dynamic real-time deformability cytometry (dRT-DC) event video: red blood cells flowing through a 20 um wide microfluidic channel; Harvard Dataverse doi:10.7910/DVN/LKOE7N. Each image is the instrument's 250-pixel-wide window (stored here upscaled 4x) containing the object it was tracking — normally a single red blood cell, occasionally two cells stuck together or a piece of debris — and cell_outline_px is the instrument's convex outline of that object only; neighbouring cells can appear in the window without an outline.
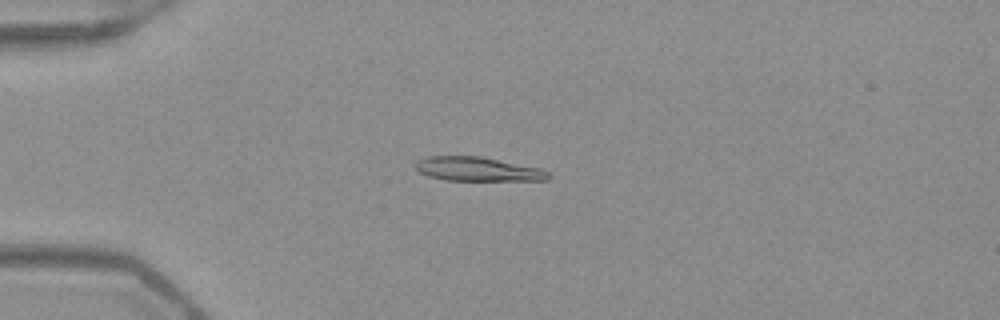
{"species": "Egyptian fruit bat (a non-hibernating species)", "species_latin": "Rousettus aegyptiacus", "temperature_condition": "warm", "stored_images_in_passage": 51, "camera_frame_rate_fps": 3000, "um_per_image_px": 0.085, "frame": {"image": 1, "passage_image": 13, "time_ms": 4.0, "image_size_px": [1000, 320], "cell_outline_px": [[552, 176], [548, 180], [444, 180], [428, 176], [420, 172], [412, 164], [416, 160], [428, 156], [480, 156], [540, 168], [548, 172]], "centroid_in_image_um": [40.57, 14.37], "position_along_channel_um": 44.4, "area_um2": 18.67}}
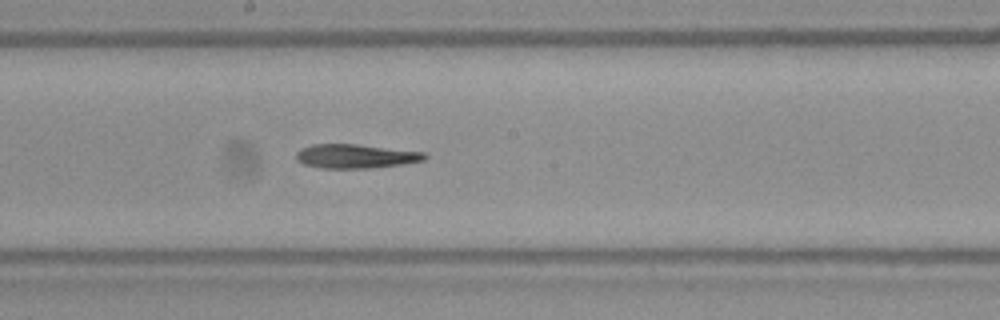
{"frame": {"image": 2, "passage_image": 28, "time_ms": 9.0, "image_size_px": [1000, 320], "cell_outline_px": [[428, 156], [424, 160], [404, 164], [368, 168], [320, 168], [304, 164], [296, 160], [296, 152], [300, 148], [312, 144], [356, 144], [424, 152]], "centroid_in_image_um": [30.2, 13.27], "position_along_channel_um": 218.0, "area_um2": 18.03}}
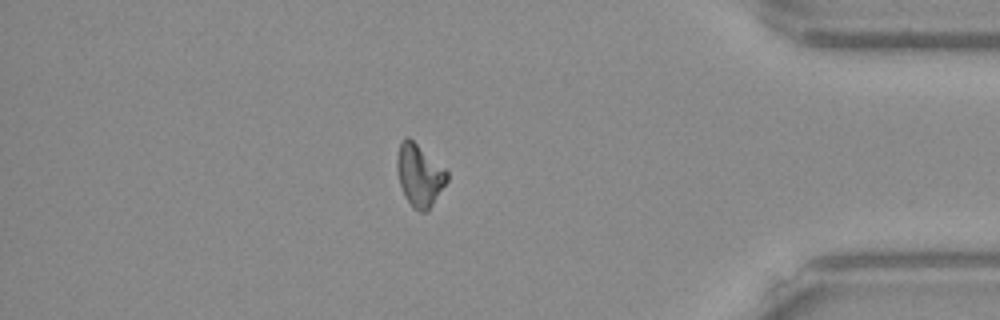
{"frame": {"image": 3, "passage_image": 44, "time_ms": 14.333, "image_size_px": [1000, 320], "cell_outline_px": [[448, 180], [428, 212], [420, 212], [412, 208], [404, 196], [400, 184], [396, 168], [396, 156], [400, 144], [404, 136], [408, 136], [444, 168], [448, 172]], "centroid_in_image_um": [35.63, 14.92], "position_along_channel_um": 399.6, "area_um2": 18.21}}